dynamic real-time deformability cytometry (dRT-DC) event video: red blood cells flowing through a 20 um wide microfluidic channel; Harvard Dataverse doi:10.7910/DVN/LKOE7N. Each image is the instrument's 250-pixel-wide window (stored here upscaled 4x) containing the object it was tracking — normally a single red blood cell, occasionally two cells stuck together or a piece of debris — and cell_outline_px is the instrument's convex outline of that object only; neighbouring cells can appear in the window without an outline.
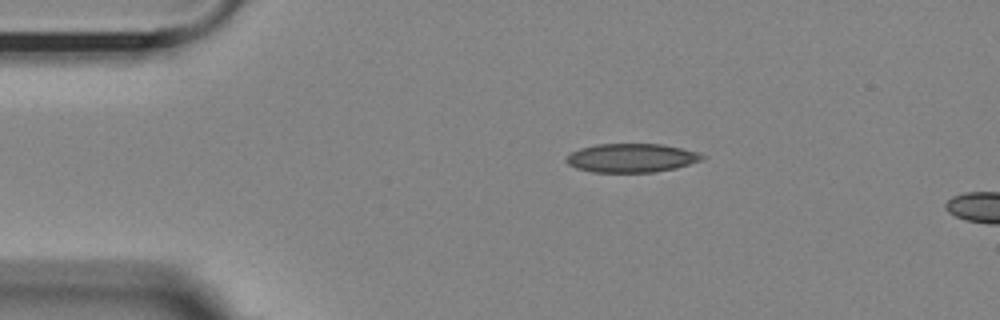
{"species": "Egyptian fruit bat (a non-hibernating species)", "species_latin": "Rousettus aegyptiacus", "temperature_condition": "room temperature", "stored_images_in_passage": 2, "camera_frame_rate_fps": 3000, "um_per_image_px": 0.085, "animal": {"sex": "female"}, "frame": {"image": 1, "passage_image": 1, "time_ms": 0.0, "image_size_px": [1000, 320], "cell_outline_px": [[708, 156], [704, 160], [676, 168], [656, 172], [592, 172], [576, 168], [568, 164], [564, 160], [572, 152], [580, 148], [596, 144], [664, 144], [700, 152]], "centroid_in_image_um": [53.74, 13.42], "position_along_channel_um": 31.3, "area_um2": 23.06}}